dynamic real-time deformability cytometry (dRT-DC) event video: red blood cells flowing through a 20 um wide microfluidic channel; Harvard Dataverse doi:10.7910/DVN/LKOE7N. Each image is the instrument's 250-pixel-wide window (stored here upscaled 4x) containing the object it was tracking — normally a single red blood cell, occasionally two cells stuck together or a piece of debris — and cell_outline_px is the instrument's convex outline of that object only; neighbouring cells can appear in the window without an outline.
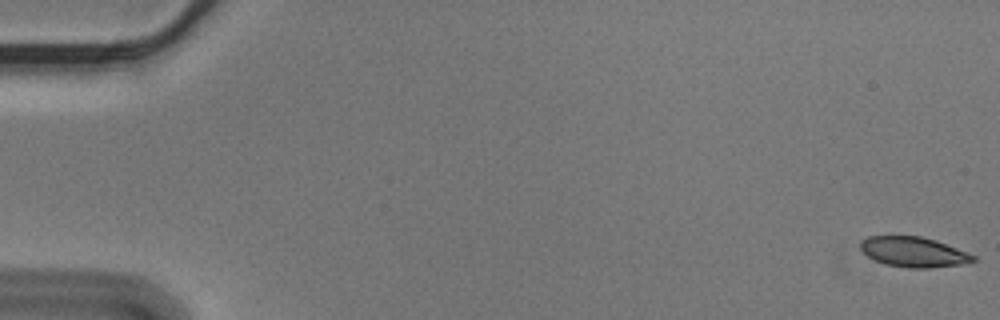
{"species": "Egyptian fruit bat (a non-hibernating species)", "species_latin": "Rousettus aegyptiacus", "temperature_condition": "cold", "stored_images_in_passage": 16, "camera_frame_rate_fps": 3000, "um_per_image_px": 0.085, "animal": {"sex": "male"}, "frame": {"image": 1, "passage_image": 1, "time_ms": 0.0, "image_size_px": [1000, 320], "cell_outline_px": [[976, 260], [960, 264], [928, 268], [908, 268], [884, 264], [868, 256], [860, 248], [860, 240], [868, 236], [920, 236], [936, 240], [976, 256]], "centroid_in_image_um": [77.62, 21.41], "position_along_channel_um": 7.4, "area_um2": 19.65}}
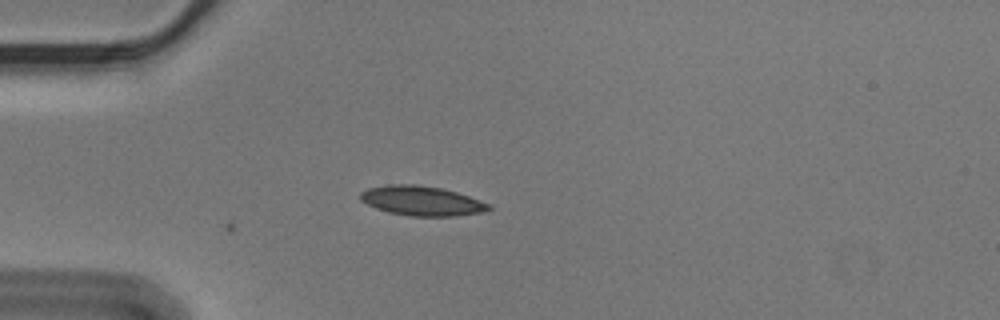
{"frame": {"image": 2, "passage_image": 16, "time_ms": 5.0, "image_size_px": [1000, 320], "cell_outline_px": [[492, 208], [480, 212], [456, 216], [408, 216], [388, 212], [376, 208], [360, 200], [360, 192], [368, 188], [388, 184], [416, 184], [440, 188], [456, 192], [492, 204]], "centroid_in_image_um": [35.83, 17.07], "position_along_channel_um": 49.2, "area_um2": 22.14}}